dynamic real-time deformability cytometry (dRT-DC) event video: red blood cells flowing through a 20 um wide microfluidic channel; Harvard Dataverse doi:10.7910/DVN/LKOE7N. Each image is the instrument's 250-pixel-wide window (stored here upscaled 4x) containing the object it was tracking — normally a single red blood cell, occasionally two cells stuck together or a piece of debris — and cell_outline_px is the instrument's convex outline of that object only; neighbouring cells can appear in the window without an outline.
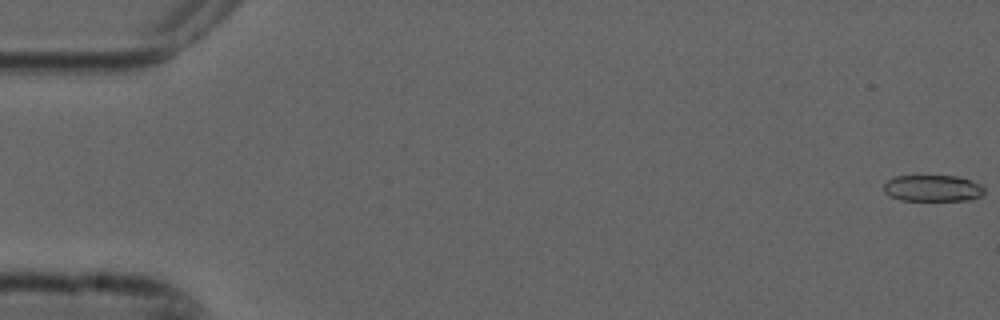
{"species": "common noctule bat (a hibernating species)", "species_latin": "Nyctalus noctula", "temperature_condition": "cold", "stored_images_in_passage": 55, "camera_frame_rate_fps": 3000, "um_per_image_px": 0.085, "animal": {"sex": "male", "forearm_length_mm": 52.5}, "frame": {"image": 1, "passage_image": 1, "time_ms": 0.0, "image_size_px": [1000, 320], "cell_outline_px": [[984, 196], [968, 200], [900, 200], [884, 192], [884, 184], [888, 180], [896, 176], [956, 176], [980, 184], [984, 188]], "centroid_in_image_um": [79.3, 16.0], "position_along_channel_um": 5.7, "area_um2": 15.37}}
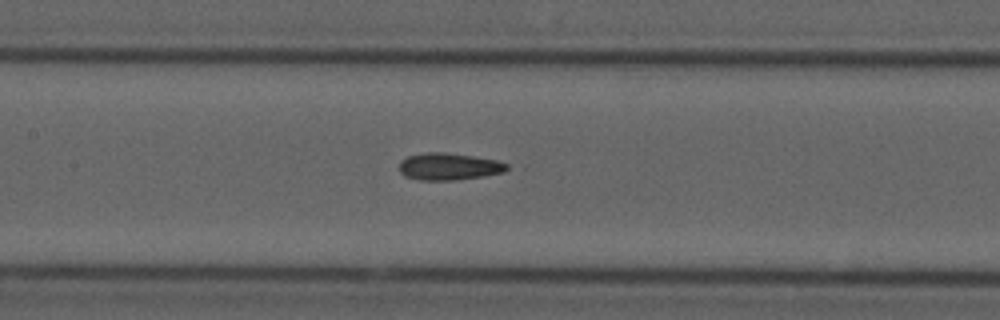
{"frame": {"image": 2, "passage_image": 26, "time_ms": 8.333, "image_size_px": [1000, 320], "cell_outline_px": [[508, 168], [504, 172], [484, 176], [456, 180], [420, 180], [404, 176], [400, 172], [400, 160], [408, 156], [428, 152], [444, 152], [472, 156], [496, 160], [508, 164]], "centroid_in_image_um": [38.14, 14.16], "position_along_channel_um": 169.3, "area_um2": 16.94}}
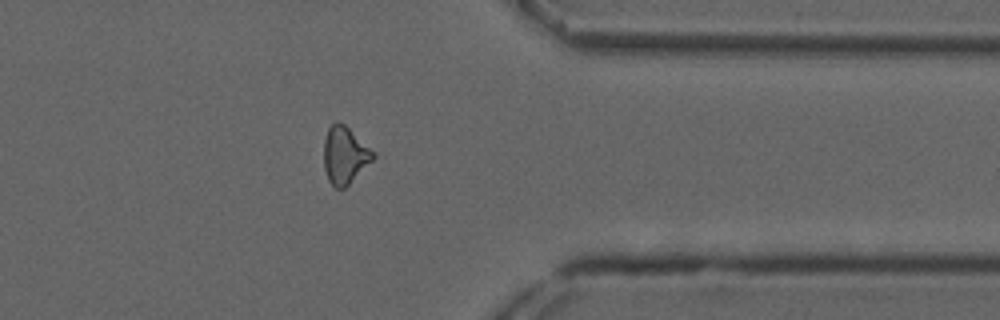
{"frame": {"image": 3, "passage_image": 44, "time_ms": 14.333, "image_size_px": [1000, 320], "cell_outline_px": [[376, 156], [344, 188], [336, 188], [328, 180], [324, 168], [324, 140], [328, 128], [332, 124], [344, 124], [376, 152]], "centroid_in_image_um": [29.31, 13.19], "position_along_channel_um": 382.1, "area_um2": 16.13}, "authors_computed_cell_mechanics": {"area_um2": 16.5308, "velocity_mm_per_s": 3.7472, "shape_relaxation_time_tau1_ms": null, "shape_relaxation_time_tau2_ms": 3.6565, "deformation_change_tau1": null, "deformation_change_tau2": 0.1147}}